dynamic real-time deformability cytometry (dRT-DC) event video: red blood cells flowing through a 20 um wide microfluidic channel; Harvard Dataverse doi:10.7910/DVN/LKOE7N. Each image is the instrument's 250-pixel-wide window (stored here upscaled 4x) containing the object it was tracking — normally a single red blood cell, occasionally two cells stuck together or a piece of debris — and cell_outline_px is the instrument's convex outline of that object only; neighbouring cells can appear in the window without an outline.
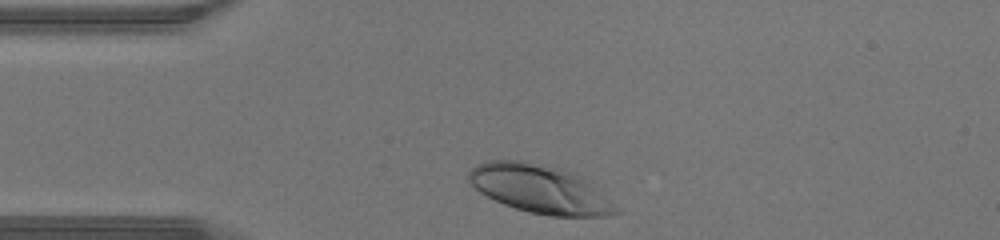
{"species": "human", "species_latin": "Homo sapiens", "temperature_condition": "warm", "stored_images_in_passage": 26, "camera_frame_rate_fps": 3000, "um_per_image_px": 0.085, "donor": {"sex": "male"}, "frame": {"image": 1, "passage_image": 1, "time_ms": 0.0, "image_size_px": [1000, 240], "cell_outline_px": [[620, 212], [612, 216], [548, 216], [528, 212], [504, 204], [480, 192], [468, 180], [468, 172], [476, 164], [488, 160], [528, 160], [564, 168], [576, 172], [584, 176], [616, 204], [620, 208]], "centroid_in_image_um": [45.97, 16.05], "position_along_channel_um": 39.0, "area_um2": 42.37}}
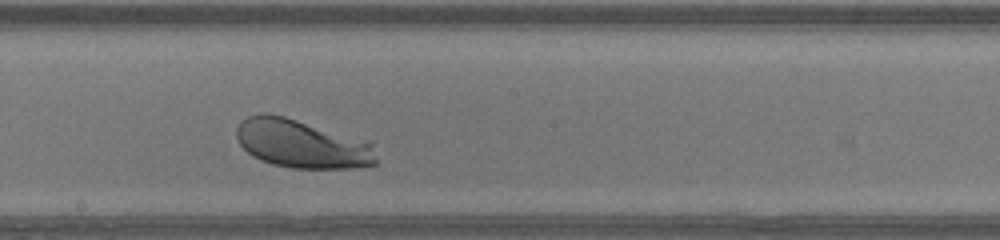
{"frame": {"image": 2, "passage_image": 15, "time_ms": 4.667, "image_size_px": [1000, 240], "cell_outline_px": [[376, 164], [356, 168], [292, 168], [272, 164], [260, 160], [252, 156], [240, 144], [236, 136], [236, 128], [248, 116], [260, 112], [268, 112], [284, 116], [372, 144], [376, 160]], "centroid_in_image_um": [25.57, 12.24], "position_along_channel_um": 222.6, "area_um2": 38.73}}
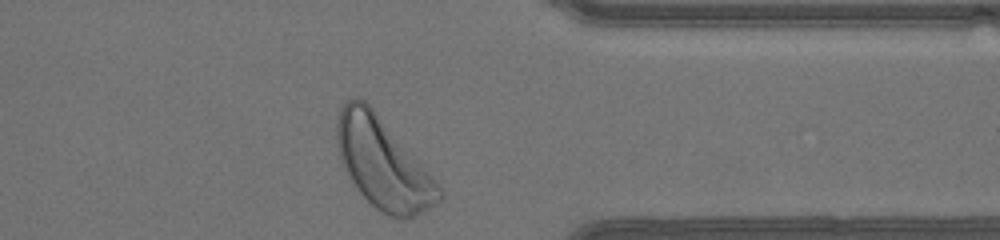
{"frame": {"image": 3, "passage_image": 26, "time_ms": 8.333, "image_size_px": [1000, 240], "cell_outline_px": [[444, 196], [440, 200], [428, 208], [412, 216], [388, 216], [376, 208], [360, 192], [348, 176], [340, 160], [336, 144], [336, 124], [340, 108], [348, 100], [356, 96], [364, 100], [372, 108], [424, 164], [440, 184], [444, 192]], "centroid_in_image_um": [32.55, 13.85], "position_along_channel_um": 378.8, "area_um2": 53.58}}